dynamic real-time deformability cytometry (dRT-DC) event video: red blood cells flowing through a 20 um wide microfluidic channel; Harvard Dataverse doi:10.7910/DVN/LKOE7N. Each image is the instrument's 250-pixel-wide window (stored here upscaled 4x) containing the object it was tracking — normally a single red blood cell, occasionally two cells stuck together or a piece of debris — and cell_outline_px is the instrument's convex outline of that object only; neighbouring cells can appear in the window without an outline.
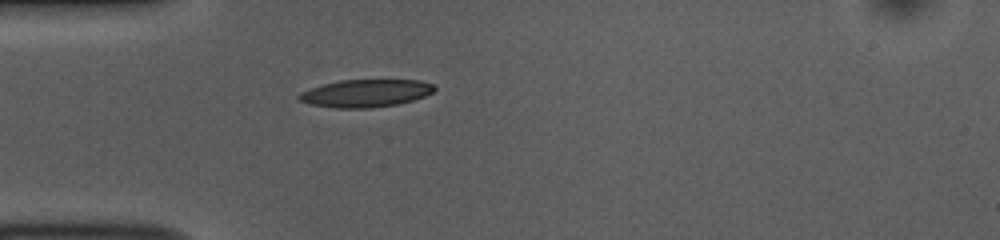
{"species": "common noctule bat (a hibernating species)", "species_latin": "Nyctalus noctula", "temperature_condition": "room temperature", "stored_images_in_passage": 5, "camera_frame_rate_fps": 3000, "um_per_image_px": 0.085, "animal": {"sex": "female", "body_mass_g": 10.0, "forearm_length_mm": 53.1}, "frame": {"image": 1, "passage_image": 1, "time_ms": 0.0, "image_size_px": [1000, 240], "cell_outline_px": [[436, 88], [432, 92], [424, 96], [412, 100], [396, 104], [368, 108], [332, 108], [308, 104], [300, 100], [296, 96], [300, 92], [324, 84], [340, 80], [420, 80], [432, 84]], "centroid_in_image_um": [31.04, 7.93], "position_along_channel_um": 54.0, "area_um2": 21.68}}